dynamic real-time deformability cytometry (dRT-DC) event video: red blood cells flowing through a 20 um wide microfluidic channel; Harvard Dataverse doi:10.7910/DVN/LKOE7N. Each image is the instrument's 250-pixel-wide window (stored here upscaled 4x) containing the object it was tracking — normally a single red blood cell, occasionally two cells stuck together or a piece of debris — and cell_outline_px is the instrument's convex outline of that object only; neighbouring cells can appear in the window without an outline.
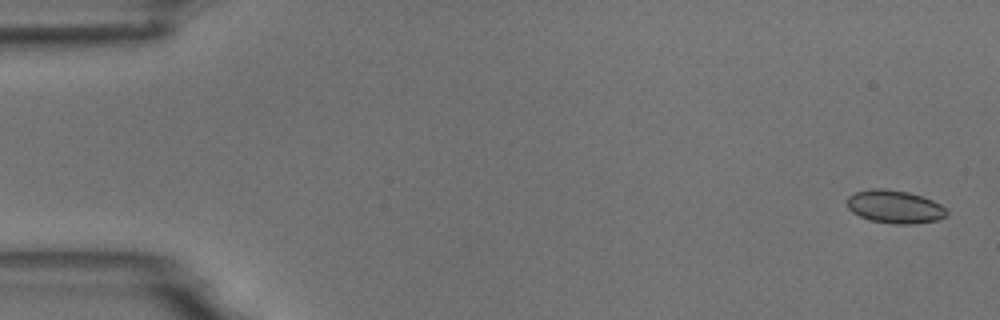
{"species": "common noctule bat (a hibernating species)", "species_latin": "Nyctalus noctula", "temperature_condition": "room temperature", "stored_images_in_passage": 6, "segment_of_instrument_passage": [1, 2], "camera_frame_rate_fps": 3000, "um_per_image_px": 0.085, "animal": {"sex": "male", "body_mass_g": 18.8}, "frame": {"image": 1, "passage_image": 1, "time_ms": 0.0, "image_size_px": [1000, 320], "cell_outline_px": [[948, 212], [944, 216], [936, 220], [912, 224], [892, 224], [872, 220], [860, 216], [852, 212], [848, 208], [848, 196], [856, 192], [872, 188], [880, 188], [908, 192], [932, 200], [940, 204]], "centroid_in_image_um": [76.03, 17.57], "position_along_channel_um": 9.0, "area_um2": 18.9}}
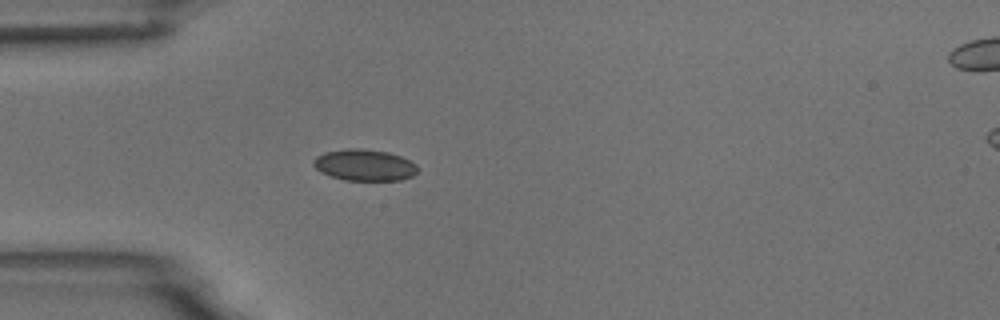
{"frame": {"image": 2, "passage_image": 5, "time_ms": 4.667, "image_size_px": [1000, 320], "cell_outline_px": [[416, 172], [412, 176], [400, 180], [344, 180], [320, 172], [312, 164], [312, 160], [316, 156], [324, 152], [348, 148], [364, 148], [388, 152], [400, 156], [416, 164]], "centroid_in_image_um": [30.94, 14.02], "position_along_channel_um": 54.1, "area_um2": 19.07}}